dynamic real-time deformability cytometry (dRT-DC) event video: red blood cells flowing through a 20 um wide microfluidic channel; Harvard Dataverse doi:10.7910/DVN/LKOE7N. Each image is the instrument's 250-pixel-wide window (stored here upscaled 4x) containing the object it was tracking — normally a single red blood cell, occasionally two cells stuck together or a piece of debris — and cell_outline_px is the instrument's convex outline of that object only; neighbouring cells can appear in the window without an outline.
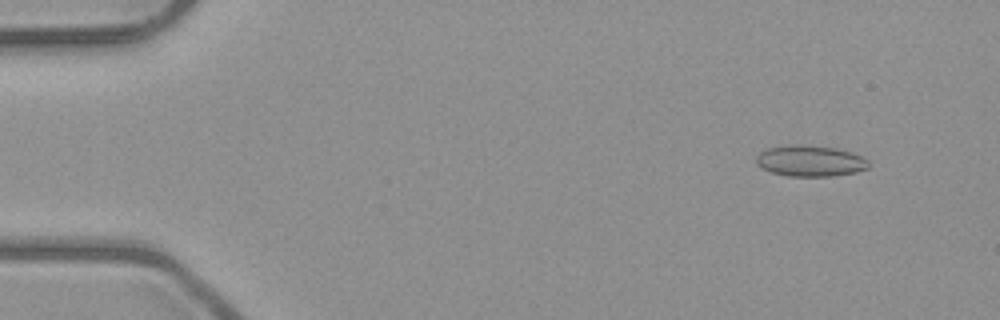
{"species": "common noctule bat (a hibernating species)", "species_latin": "Nyctalus noctula", "temperature_condition": "room temperature", "stored_images_in_passage": 6, "camera_frame_rate_fps": 3000, "um_per_image_px": 0.085, "animal": {"sex": "male", "body_mass_g": 23.1, "forearm_length_mm": 52.7}, "frame": {"image": 1, "passage_image": 2, "time_ms": 1.333, "image_size_px": [1000, 320], "cell_outline_px": [[868, 168], [856, 172], [832, 176], [788, 176], [772, 172], [756, 164], [756, 156], [760, 152], [768, 148], [788, 144], [800, 144], [836, 148], [852, 152], [868, 160]], "centroid_in_image_um": [68.86, 13.67], "position_along_channel_um": 16.1, "area_um2": 20.35}}
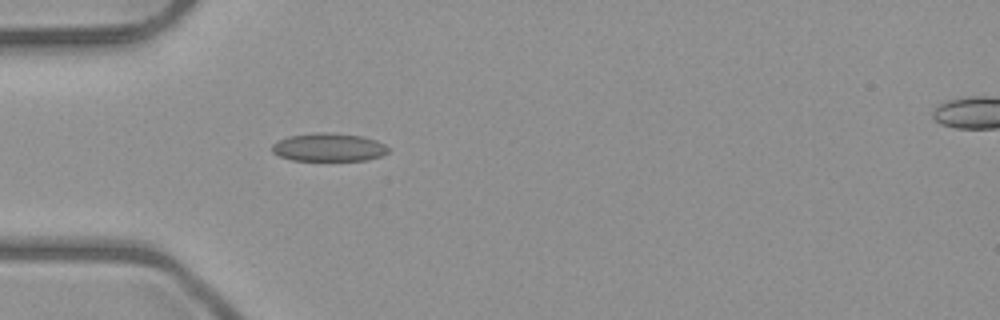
{"frame": {"image": 2, "passage_image": 5, "time_ms": 5.0, "image_size_px": [1000, 320], "cell_outline_px": [[388, 152], [380, 156], [368, 160], [292, 160], [280, 156], [272, 152], [272, 144], [288, 136], [316, 132], [332, 132], [364, 136], [376, 140], [384, 144], [388, 148]], "centroid_in_image_um": [27.95, 12.51], "position_along_channel_um": 57.1, "area_um2": 19.13}}